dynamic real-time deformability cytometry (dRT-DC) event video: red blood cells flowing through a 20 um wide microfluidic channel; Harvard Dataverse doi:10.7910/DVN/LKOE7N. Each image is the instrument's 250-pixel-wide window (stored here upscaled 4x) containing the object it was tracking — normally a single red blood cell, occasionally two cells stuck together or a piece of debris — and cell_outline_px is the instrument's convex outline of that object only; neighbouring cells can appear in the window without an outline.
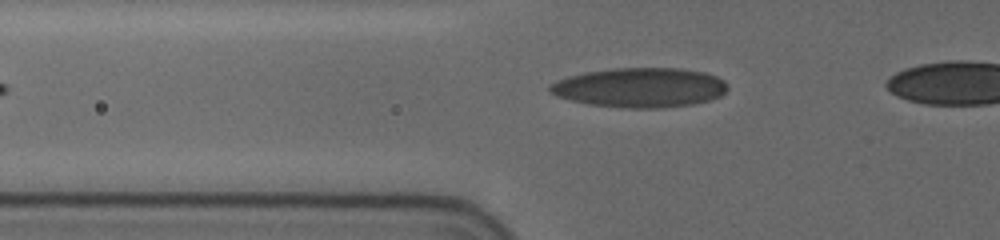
{"species": "human", "species_latin": "Homo sapiens", "temperature_condition": "cold", "stored_images_in_passage": 33, "camera_frame_rate_fps": 3000, "um_per_image_px": 0.085, "donor": {"sex": "female"}, "frame": {"image": 1, "passage_image": 2, "time_ms": 0.333, "image_size_px": [1000, 240], "cell_outline_px": [[728, 88], [720, 96], [712, 100], [692, 104], [664, 108], [620, 108], [588, 104], [556, 96], [548, 92], [548, 84], [556, 80], [568, 76], [588, 72], [612, 68], [680, 68], [704, 72], [716, 76], [724, 80]], "centroid_in_image_um": [54.38, 7.45], "position_along_channel_um": 71.4, "area_um2": 41.33}}
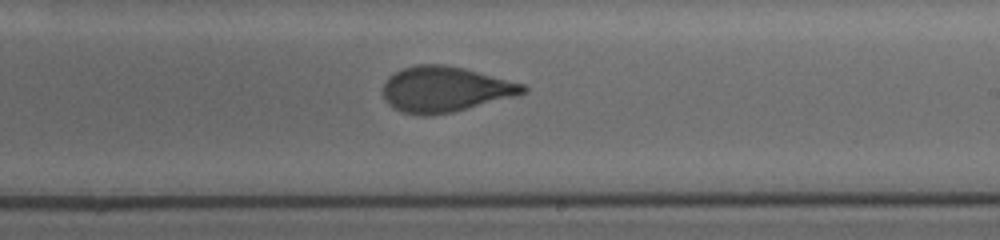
{"frame": {"image": 2, "passage_image": 17, "time_ms": 5.333, "image_size_px": [1000, 240], "cell_outline_px": [[528, 88], [524, 92], [512, 96], [452, 112], [424, 116], [400, 112], [388, 104], [384, 96], [384, 84], [388, 76], [404, 68], [416, 64], [444, 64], [464, 68], [524, 84]], "centroid_in_image_um": [37.78, 7.58], "position_along_channel_um": 251.2, "area_um2": 36.65}}
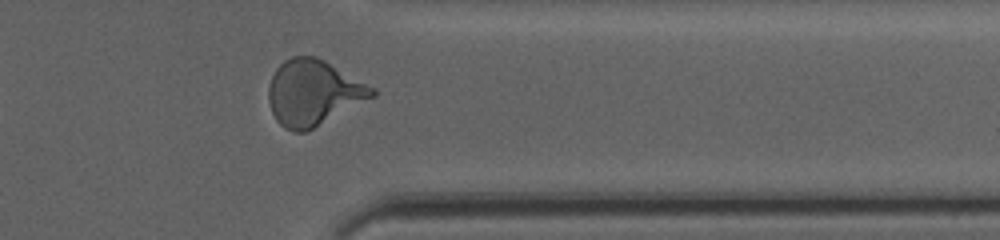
{"frame": {"image": 3, "passage_image": 28, "time_ms": 9.0, "image_size_px": [1000, 240], "cell_outline_px": [[376, 96], [304, 132], [292, 132], [284, 128], [276, 120], [272, 112], [268, 100], [268, 88], [272, 76], [276, 68], [284, 60], [292, 56], [316, 56], [324, 60], [376, 88]], "centroid_in_image_um": [26.63, 7.87], "position_along_channel_um": 384.8, "area_um2": 39.48}}